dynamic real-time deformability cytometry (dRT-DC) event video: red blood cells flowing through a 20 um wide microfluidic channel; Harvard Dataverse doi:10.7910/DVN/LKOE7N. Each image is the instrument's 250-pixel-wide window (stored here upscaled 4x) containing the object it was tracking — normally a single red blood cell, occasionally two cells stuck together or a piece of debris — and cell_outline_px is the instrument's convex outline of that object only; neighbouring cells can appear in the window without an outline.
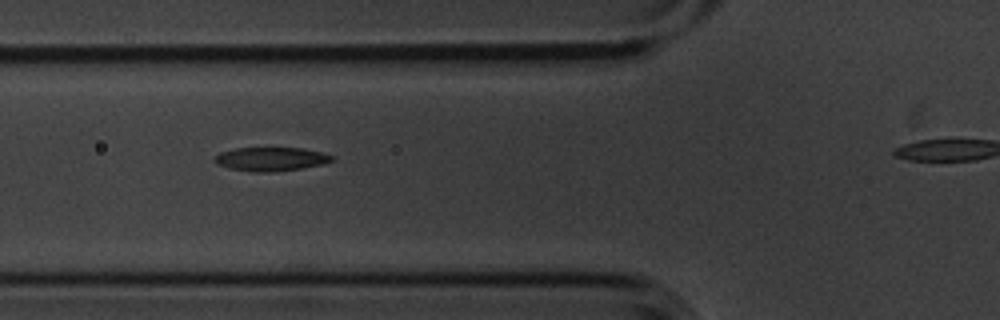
{"species": "common noctule bat (a hibernating species)", "species_latin": "Nyctalus noctula", "temperature_condition": "cold", "stored_images_in_passage": 9, "camera_frame_rate_fps": 3000, "um_per_image_px": 0.085, "animal": {"sex": "male", "body_mass_g": 20.1, "forearm_length_mm": 53.5}, "frame": {"image": 1, "passage_image": 2, "time_ms": 0.333, "image_size_px": [1000, 320], "cell_outline_px": [[332, 160], [324, 164], [300, 168], [272, 172], [252, 172], [228, 168], [216, 164], [212, 160], [220, 152], [236, 148], [304, 148], [324, 152], [332, 156]], "centroid_in_image_um": [23.0, 13.52], "position_along_channel_um": 102.8, "area_um2": 16.3}}
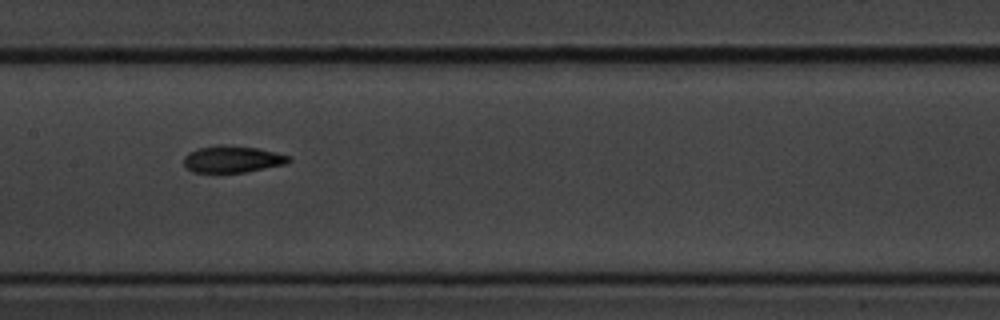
{"frame": {"image": 2, "passage_image": 4, "time_ms": 1.0, "image_size_px": [1000, 320], "cell_outline_px": [[292, 160], [284, 164], [244, 172], [192, 172], [184, 164], [184, 156], [188, 152], [196, 148], [220, 144], [228, 144], [260, 148], [292, 156]], "centroid_in_image_um": [19.76, 13.5], "position_along_channel_um": 187.6, "area_um2": 16.59}}
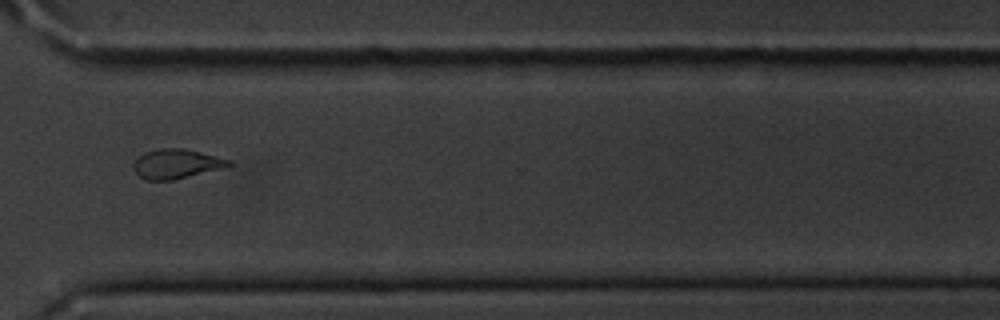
{"frame": {"image": 3, "passage_image": 8, "time_ms": 2.333, "image_size_px": [1000, 320], "cell_outline_px": [[232, 164], [228, 168], [172, 180], [144, 180], [132, 168], [136, 160], [144, 152], [160, 148], [184, 148], [232, 160]], "centroid_in_image_um": [15.04, 13.93], "position_along_channel_um": 355.6, "area_um2": 16.53}}